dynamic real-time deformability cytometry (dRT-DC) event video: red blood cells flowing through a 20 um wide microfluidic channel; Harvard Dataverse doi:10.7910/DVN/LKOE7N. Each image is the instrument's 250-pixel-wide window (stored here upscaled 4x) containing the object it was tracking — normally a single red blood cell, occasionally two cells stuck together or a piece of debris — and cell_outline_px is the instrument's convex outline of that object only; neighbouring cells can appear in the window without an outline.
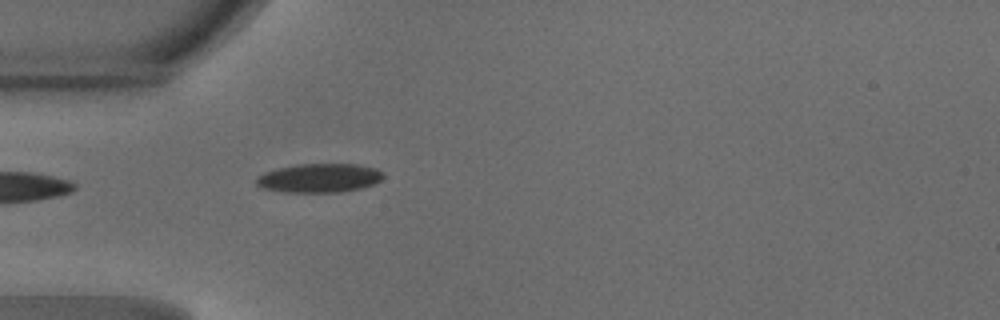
{"species": "common noctule bat (a hibernating species)", "species_latin": "Nyctalus noctula", "temperature_condition": "warm", "stored_images_in_passage": 20, "camera_frame_rate_fps": 3000, "um_per_image_px": 0.085, "animal": {"sex": "male", "body_mass_g": 18.8}, "frame": {"image": 1, "passage_image": 1, "time_ms": 0.0, "image_size_px": [1000, 320], "cell_outline_px": [[384, 176], [380, 180], [372, 184], [360, 188], [340, 192], [284, 192], [264, 188], [256, 184], [256, 180], [264, 172], [296, 164], [356, 164], [376, 168], [384, 172]], "centroid_in_image_um": [27.17, 15.12], "position_along_channel_um": 57.8, "area_um2": 21.21}}
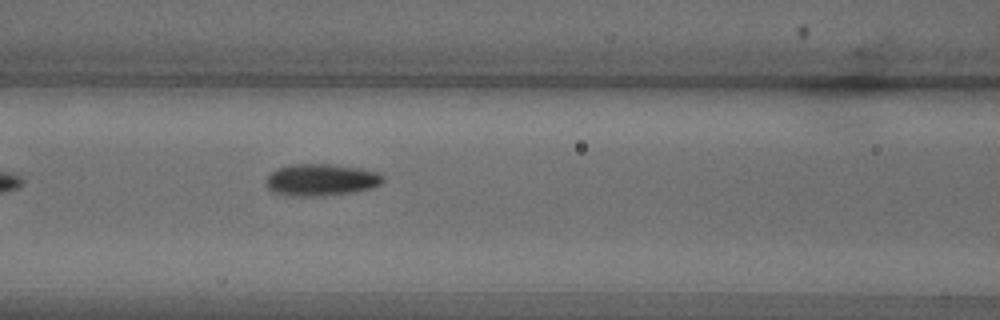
{"frame": {"image": 2, "passage_image": 7, "time_ms": 2.0, "image_size_px": [1000, 320], "cell_outline_px": [[384, 180], [380, 184], [372, 188], [352, 192], [316, 196], [296, 196], [272, 192], [268, 188], [268, 176], [276, 168], [288, 164], [332, 164], [360, 168], [376, 172], [384, 176]], "centroid_in_image_um": [27.3, 15.27], "position_along_channel_um": 139.3, "area_um2": 21.62}}
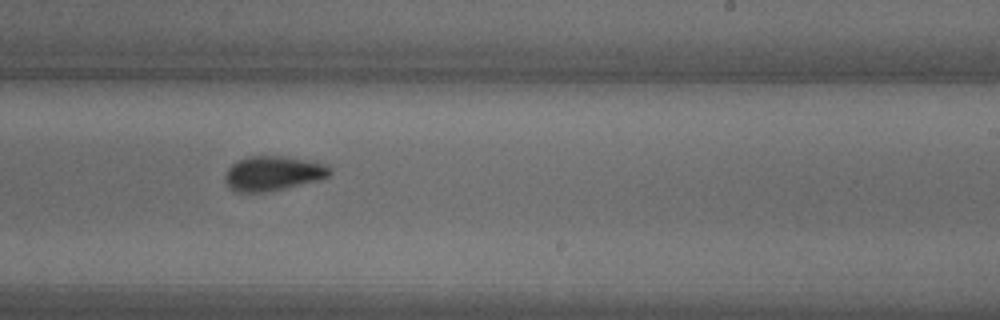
{"frame": {"image": 3, "passage_image": 16, "time_ms": 5.0, "image_size_px": [1000, 320], "cell_outline_px": [[332, 172], [328, 176], [320, 180], [284, 188], [264, 192], [236, 192], [228, 188], [224, 180], [224, 176], [228, 168], [236, 160], [248, 156], [284, 156], [324, 164], [332, 168]], "centroid_in_image_um": [23.16, 14.74], "position_along_channel_um": 265.8, "area_um2": 21.21}}